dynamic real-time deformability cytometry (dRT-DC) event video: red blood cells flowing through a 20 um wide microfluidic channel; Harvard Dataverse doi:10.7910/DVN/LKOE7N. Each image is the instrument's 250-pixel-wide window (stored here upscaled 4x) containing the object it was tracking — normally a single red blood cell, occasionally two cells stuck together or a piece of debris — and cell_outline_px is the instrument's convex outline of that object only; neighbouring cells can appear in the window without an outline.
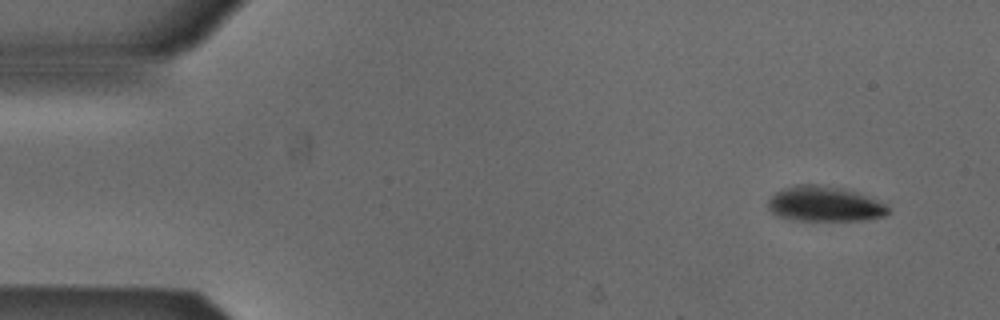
{"species": "Egyptian fruit bat (a non-hibernating species)", "species_latin": "Rousettus aegyptiacus", "temperature_condition": "cold", "stored_images_in_passage": 4, "camera_frame_rate_fps": 3000, "um_per_image_px": 0.085, "animal": {"sex": "male"}, "frame": {"image": 1, "passage_image": 1, "time_ms": 0.0, "image_size_px": [1000, 320], "cell_outline_px": [[892, 212], [888, 216], [868, 220], [792, 220], [780, 216], [772, 212], [768, 208], [768, 200], [776, 192], [784, 188], [800, 184], [816, 184], [848, 188], [876, 200], [884, 204]], "centroid_in_image_um": [70.14, 17.34], "position_along_channel_um": 14.9, "area_um2": 24.8}}
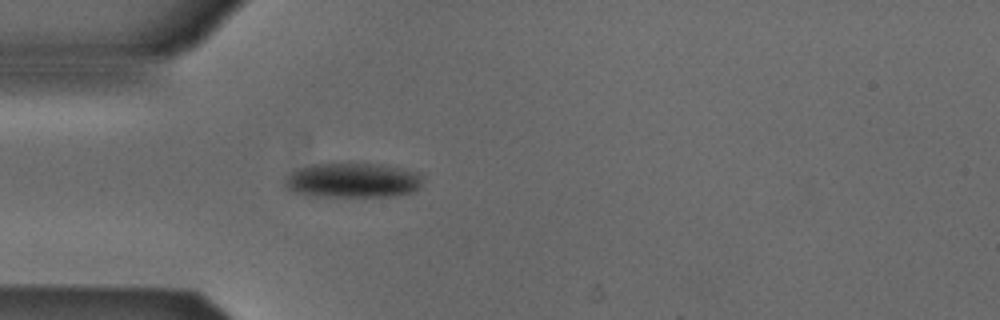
{"frame": {"image": 2, "passage_image": 4, "time_ms": 1.0, "image_size_px": [1000, 320], "cell_outline_px": [[424, 176], [420, 184], [412, 192], [388, 196], [316, 196], [292, 192], [284, 188], [284, 176], [296, 168], [312, 164], [380, 164], [420, 172]], "centroid_in_image_um": [29.91, 15.32], "position_along_channel_um": 55.1, "area_um2": 28.03}}